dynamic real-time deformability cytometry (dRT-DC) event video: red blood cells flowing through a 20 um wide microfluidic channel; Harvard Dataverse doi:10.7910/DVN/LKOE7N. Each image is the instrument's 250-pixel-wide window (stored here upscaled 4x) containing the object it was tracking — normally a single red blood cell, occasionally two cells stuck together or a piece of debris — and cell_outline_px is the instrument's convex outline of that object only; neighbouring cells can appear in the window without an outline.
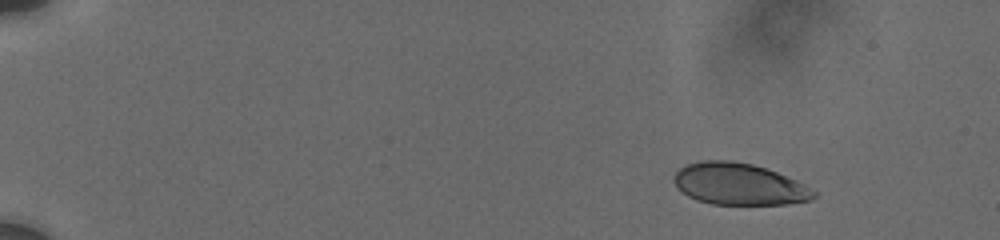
{"species": "human", "species_latin": "Homo sapiens", "temperature_condition": "cold", "stored_images_in_passage": 55, "camera_frame_rate_fps": 3000, "um_per_image_px": 0.085, "donor": {"sex": "male"}, "frame": {"image": 1, "passage_image": 1, "time_ms": 0.0, "image_size_px": [1000, 240], "cell_outline_px": [[816, 196], [812, 200], [788, 204], [712, 204], [696, 200], [688, 196], [676, 188], [672, 180], [676, 172], [680, 168], [688, 164], [700, 160], [732, 160], [752, 164], [776, 172], [796, 180], [804, 184], [816, 192]], "centroid_in_image_um": [62.79, 15.65], "position_along_channel_um": 22.2, "area_um2": 34.1}}
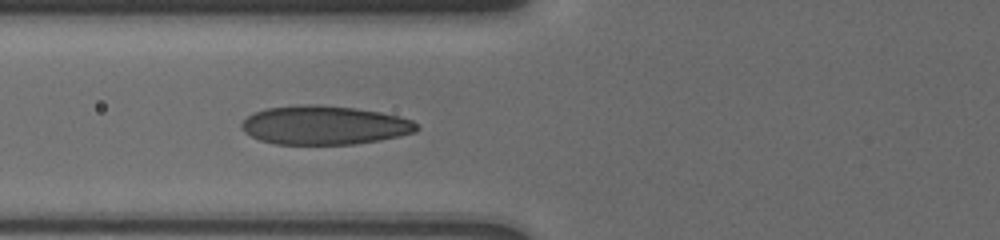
{"frame": {"image": 2, "passage_image": 32, "time_ms": 5.667, "image_size_px": [1000, 240], "cell_outline_px": [[420, 128], [416, 132], [400, 136], [380, 140], [352, 144], [276, 144], [260, 140], [244, 132], [240, 128], [240, 124], [252, 112], [264, 108], [296, 104], [316, 104], [356, 108], [380, 112], [412, 120]], "centroid_in_image_um": [27.54, 10.63], "position_along_channel_um": 98.3, "area_um2": 39.88}}
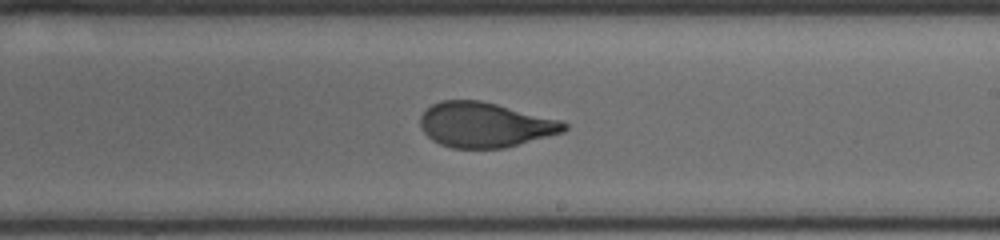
{"frame": {"image": 3, "passage_image": 54, "time_ms": 9.667, "image_size_px": [1000, 240], "cell_outline_px": [[568, 128], [564, 132], [504, 148], [452, 148], [440, 144], [432, 140], [420, 128], [420, 116], [432, 104], [440, 100], [480, 100], [564, 120], [568, 124]], "centroid_in_image_um": [41.25, 10.6], "position_along_channel_um": 247.8, "area_um2": 37.92}}